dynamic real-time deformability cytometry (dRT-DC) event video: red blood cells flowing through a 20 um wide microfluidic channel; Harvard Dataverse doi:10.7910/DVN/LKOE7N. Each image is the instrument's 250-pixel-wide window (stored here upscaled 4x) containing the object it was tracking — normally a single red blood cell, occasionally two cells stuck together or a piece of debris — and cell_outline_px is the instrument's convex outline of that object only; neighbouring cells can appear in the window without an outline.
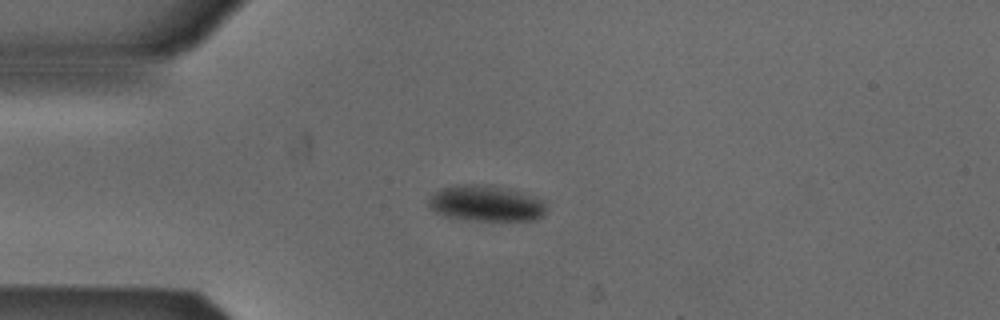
{"species": "Egyptian fruit bat (a non-hibernating species)", "species_latin": "Rousettus aegyptiacus", "temperature_condition": "cold", "stored_images_in_passage": 4, "camera_frame_rate_fps": 3000, "um_per_image_px": 0.085, "animal": {"sex": "male"}, "frame": {"image": 1, "passage_image": 3, "time_ms": 0.667, "image_size_px": [1000, 320], "cell_outline_px": [[544, 212], [536, 220], [452, 220], [436, 212], [428, 204], [428, 196], [440, 188], [456, 184], [492, 184], [508, 188], [544, 200]], "centroid_in_image_um": [41.22, 17.27], "position_along_channel_um": 43.8, "area_um2": 25.03}}
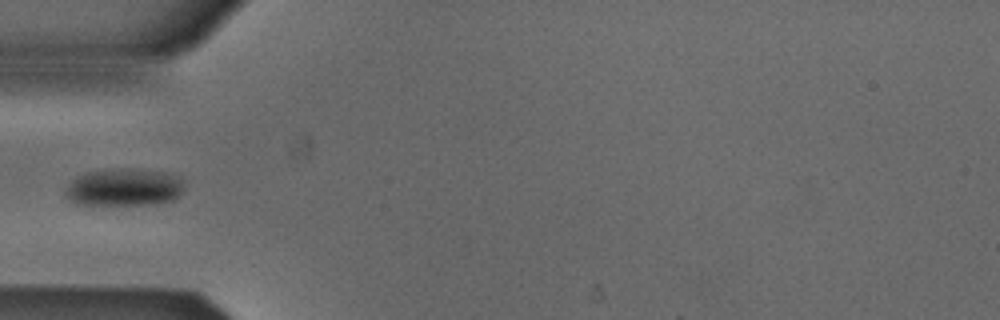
{"frame": {"image": 2, "passage_image": 4, "time_ms": 1.0, "image_size_px": [1000, 320], "cell_outline_px": [[184, 188], [176, 200], [160, 204], [76, 204], [68, 200], [64, 196], [64, 192], [68, 184], [76, 176], [88, 172], [120, 168], [164, 172], [180, 176], [184, 184]], "centroid_in_image_um": [10.56, 15.93], "position_along_channel_um": 74.4, "area_um2": 26.18}}